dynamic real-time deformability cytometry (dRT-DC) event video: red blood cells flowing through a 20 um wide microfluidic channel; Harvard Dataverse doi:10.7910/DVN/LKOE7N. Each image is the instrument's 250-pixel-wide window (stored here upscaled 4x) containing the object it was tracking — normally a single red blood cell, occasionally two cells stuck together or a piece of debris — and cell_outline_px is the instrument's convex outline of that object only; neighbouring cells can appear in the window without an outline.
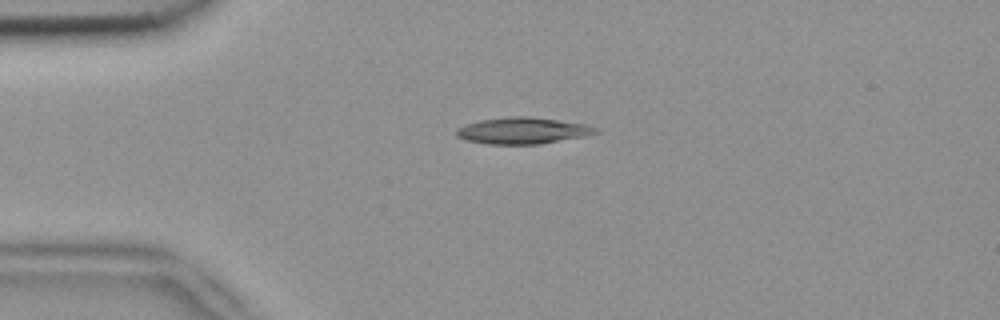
{"species": "common noctule bat (a hibernating species)", "species_latin": "Nyctalus noctula", "temperature_condition": "room temperature", "stored_images_in_passage": 2, "camera_frame_rate_fps": 3000, "um_per_image_px": 0.085, "animal": {"sex": "female", "body_mass_g": 18.4}, "frame": {"image": 1, "passage_image": 1, "time_ms": 0.0, "image_size_px": [1000, 320], "cell_outline_px": [[600, 132], [584, 136], [540, 144], [488, 144], [468, 140], [456, 136], [456, 128], [464, 124], [480, 120], [508, 116], [528, 116], [588, 124], [600, 128]], "centroid_in_image_um": [44.45, 11.09], "position_along_channel_um": 40.6, "area_um2": 21.62}}